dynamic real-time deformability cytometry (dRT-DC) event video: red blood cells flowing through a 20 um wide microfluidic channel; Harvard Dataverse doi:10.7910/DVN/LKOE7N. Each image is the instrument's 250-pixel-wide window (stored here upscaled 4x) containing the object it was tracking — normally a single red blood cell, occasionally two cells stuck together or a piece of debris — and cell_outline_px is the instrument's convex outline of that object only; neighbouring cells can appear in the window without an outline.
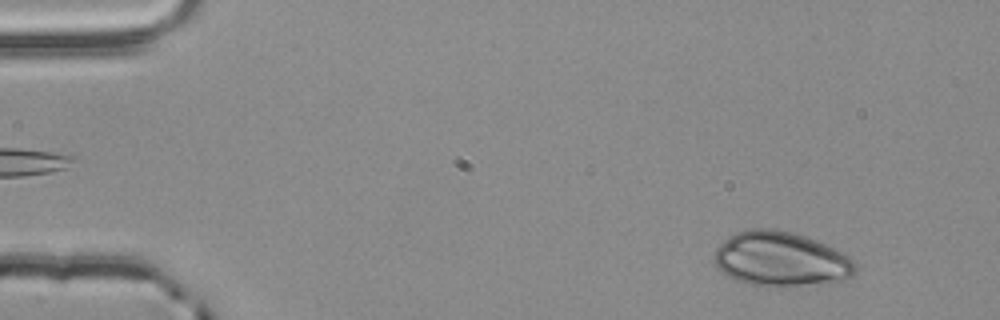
{"species": "common noctule bat (a hibernating species)", "species_latin": "Nyctalus noctula", "temperature_condition": "room temperature", "stored_images_in_passage": 52, "camera_frame_rate_fps": 3000, "um_per_image_px": 0.085, "animal": {"sex": "male", "body_mass_g": 20.4}, "frame": {"image": 1, "passage_image": 3, "time_ms": 0.667, "image_size_px": [1000, 320], "cell_outline_px": [[856, 272], [852, 276], [844, 280], [800, 284], [748, 284], [736, 280], [728, 276], [716, 268], [716, 248], [728, 236], [736, 232], [748, 228], [772, 228], [792, 232], [816, 240], [844, 252], [852, 260], [856, 268]], "centroid_in_image_um": [66.36, 21.97], "position_along_channel_um": 18.6, "area_um2": 44.1}}
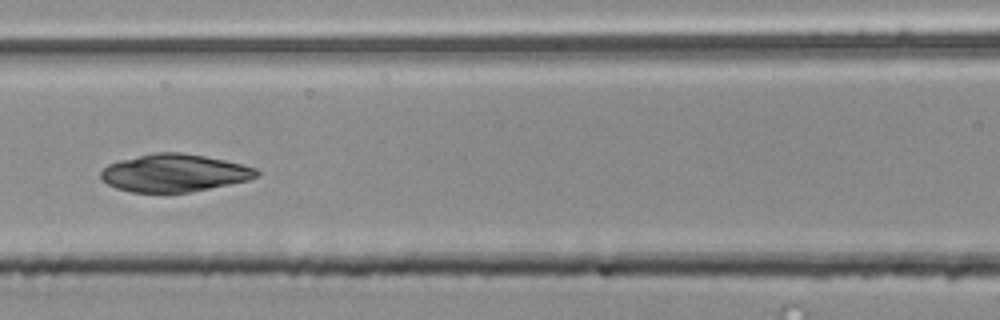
{"frame": {"image": 2, "passage_image": 22, "time_ms": 7.0, "image_size_px": [1000, 320], "cell_outline_px": [[260, 172], [256, 176], [248, 180], [192, 192], [132, 192], [116, 188], [108, 184], [100, 176], [100, 172], [108, 164], [120, 160], [156, 152], [180, 152], [204, 156], [224, 160], [256, 168]], "centroid_in_image_um": [14.8, 14.7], "position_along_channel_um": 151.8, "area_um2": 33.87}}
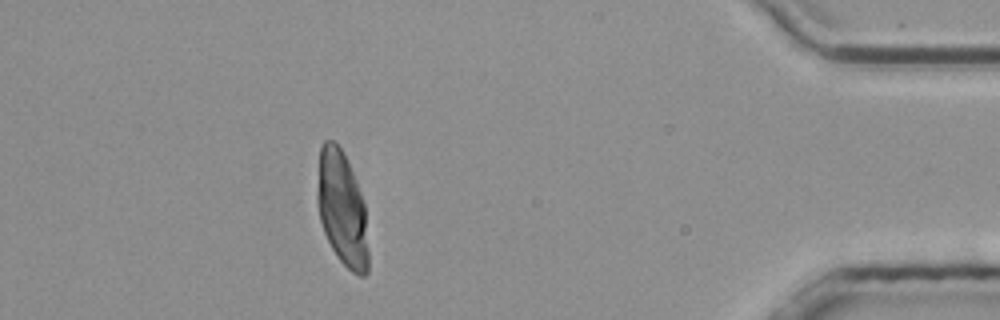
{"frame": {"image": 3, "passage_image": 46, "time_ms": 15.0, "image_size_px": [1000, 320], "cell_outline_px": [[368, 272], [364, 276], [360, 276], [352, 272], [336, 256], [324, 232], [320, 220], [316, 200], [316, 192], [320, 148], [324, 140], [332, 140], [344, 152], [360, 192], [364, 204], [368, 252]], "centroid_in_image_um": [29.05, 17.74], "position_along_channel_um": 406.1, "area_um2": 33.99}}